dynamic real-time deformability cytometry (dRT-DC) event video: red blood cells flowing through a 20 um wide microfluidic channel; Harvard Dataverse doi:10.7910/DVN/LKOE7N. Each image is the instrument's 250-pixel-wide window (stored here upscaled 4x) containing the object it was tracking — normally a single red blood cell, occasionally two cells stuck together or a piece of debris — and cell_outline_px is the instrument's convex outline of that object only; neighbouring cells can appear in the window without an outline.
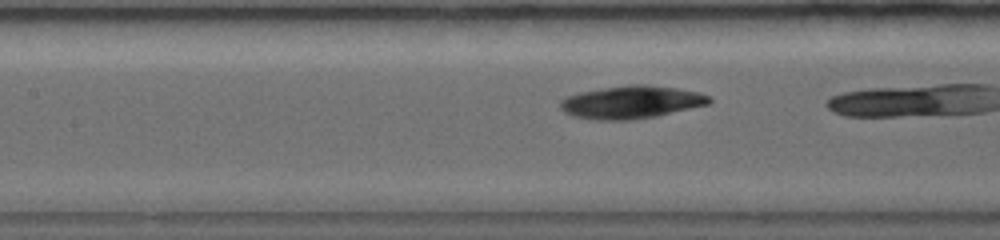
{"species": "common noctule bat (a hibernating species)", "species_latin": "Nyctalus noctula", "temperature_condition": "warm", "stored_images_in_passage": 15, "camera_frame_rate_fps": 5000, "um_per_image_px": 0.085, "animal": {"sex": "female", "body_mass_g": 19.0, "forearm_length_mm": 56.7}, "frame": {"image": 1, "passage_image": 7, "time_ms": 2.6, "image_size_px": [1000, 240], "cell_outline_px": [[712, 104], [656, 116], [632, 120], [592, 120], [572, 116], [564, 112], [560, 108], [560, 100], [568, 96], [580, 92], [600, 88], [628, 84], [644, 84], [676, 88], [700, 92], [712, 96]], "centroid_in_image_um": [53.69, 8.68], "position_along_channel_um": 153.7, "area_um2": 28.9}}